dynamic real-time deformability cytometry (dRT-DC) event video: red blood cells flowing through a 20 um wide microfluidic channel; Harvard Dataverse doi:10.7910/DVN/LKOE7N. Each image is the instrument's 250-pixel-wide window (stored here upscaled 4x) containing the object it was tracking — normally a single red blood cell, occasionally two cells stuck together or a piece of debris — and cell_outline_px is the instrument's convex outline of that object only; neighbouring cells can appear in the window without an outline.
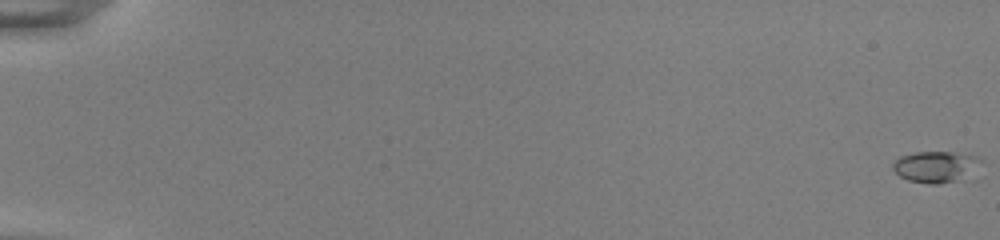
{"species": "common noctule bat (a hibernating species)", "species_latin": "Nyctalus noctula", "temperature_condition": "room temperature", "stored_images_in_passage": 55, "camera_frame_rate_fps": 3000, "um_per_image_px": 0.085, "animal": {"sex": "female", "body_mass_g": 22.0, "forearm_length_mm": 56.7}, "frame": {"image": 1, "passage_image": 1, "time_ms": 0.0, "image_size_px": [1000, 240], "cell_outline_px": [[984, 160], [956, 180], [936, 184], [928, 184], [908, 180], [900, 176], [892, 168], [892, 164], [900, 156], [916, 152], [956, 152], [980, 156]], "centroid_in_image_um": [79.47, 14.14], "position_along_channel_um": 5.5, "area_um2": 15.61}}
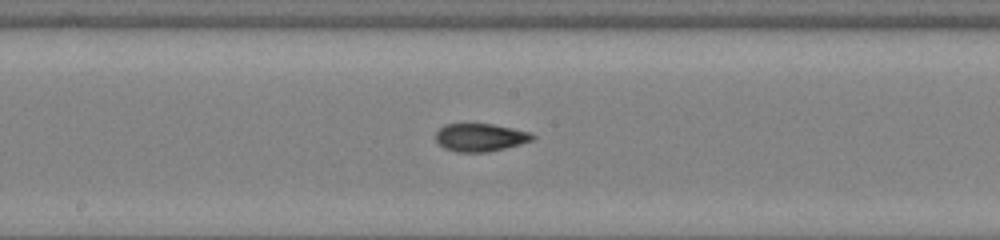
{"frame": {"image": 2, "passage_image": 32, "time_ms": 10.333, "image_size_px": [1000, 240], "cell_outline_px": [[536, 136], [532, 140], [520, 144], [488, 152], [456, 152], [444, 148], [436, 140], [436, 132], [444, 124], [492, 124], [532, 132]], "centroid_in_image_um": [40.83, 11.68], "position_along_channel_um": 207.4, "area_um2": 15.72}}
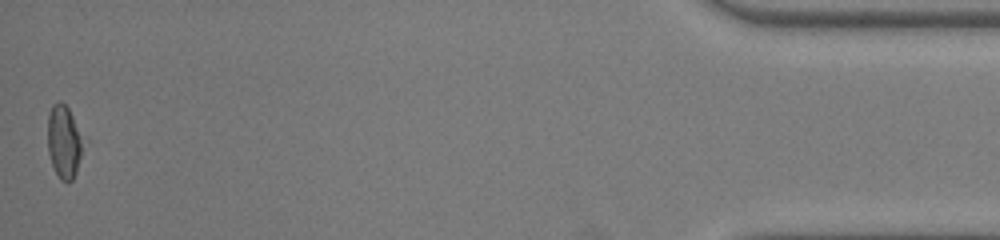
{"frame": {"image": 3, "passage_image": 55, "time_ms": 18.0, "image_size_px": [1000, 240], "cell_outline_px": [[88, 140], [76, 172], [72, 180], [68, 184], [60, 180], [52, 164], [48, 152], [48, 112], [52, 104], [60, 100], [68, 108]], "centroid_in_image_um": [5.51, 12.04], "position_along_channel_um": 429.7, "area_um2": 15.95}, "authors_computed_cell_mechanics": {"area_um2": 15.606, "velocity_mm_per_s": 3.8891, "shape_relaxation_time_tau1_ms": 4.2273, "shape_relaxation_time_tau2_ms": 2.0133, "deformation_change_tau1": 0.1553, "deformation_change_tau2": 0.0682}}